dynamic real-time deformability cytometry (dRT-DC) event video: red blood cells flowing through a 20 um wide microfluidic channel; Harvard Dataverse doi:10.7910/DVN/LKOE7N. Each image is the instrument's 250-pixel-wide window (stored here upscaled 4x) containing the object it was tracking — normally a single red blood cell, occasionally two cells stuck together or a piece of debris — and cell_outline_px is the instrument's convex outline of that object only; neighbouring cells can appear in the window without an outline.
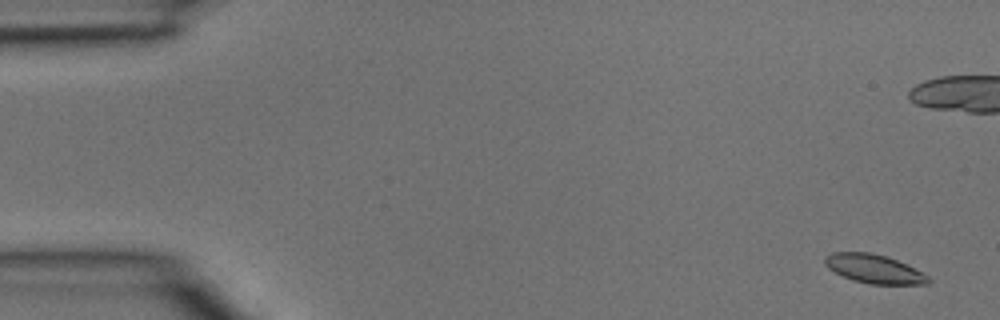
{"species": "common noctule bat (a hibernating species)", "species_latin": "Nyctalus noctula", "temperature_condition": "room temperature", "stored_images_in_passage": 3, "camera_frame_rate_fps": 3000, "um_per_image_px": 0.085, "animal": {"sex": "male", "body_mass_g": 15.6}, "frame": {"image": 1, "passage_image": 1, "time_ms": 0.0, "image_size_px": [1000, 320], "cell_outline_px": [[932, 280], [928, 284], [868, 284], [852, 280], [828, 268], [824, 264], [824, 256], [832, 252], [868, 252], [884, 256], [896, 260], [928, 276]], "centroid_in_image_um": [74.25, 22.86], "position_along_channel_um": 10.8, "area_um2": 17.11}}